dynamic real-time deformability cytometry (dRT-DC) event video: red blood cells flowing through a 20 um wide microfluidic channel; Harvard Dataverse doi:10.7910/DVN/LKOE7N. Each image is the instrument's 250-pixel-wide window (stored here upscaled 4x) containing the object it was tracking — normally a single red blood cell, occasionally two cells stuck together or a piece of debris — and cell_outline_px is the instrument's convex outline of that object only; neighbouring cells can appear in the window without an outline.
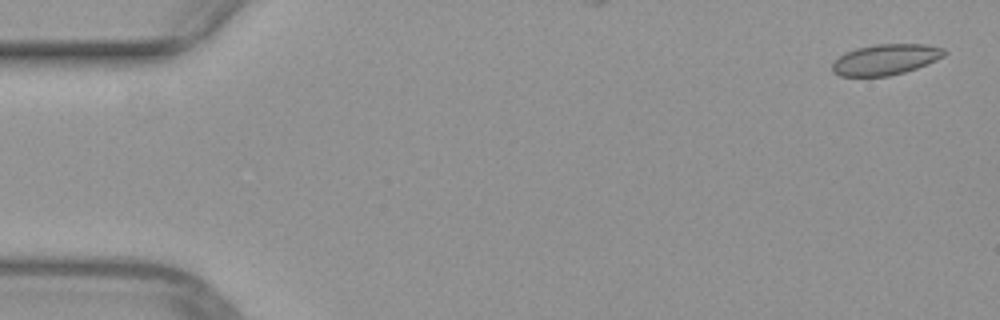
{"species": "common noctule bat (a hibernating species)", "species_latin": "Nyctalus noctula", "temperature_condition": "warm", "stored_images_in_passage": 8, "camera_frame_rate_fps": 3000, "um_per_image_px": 0.085, "animal": {"sex": "female", "body_mass_g": 29.2, "forearm_length_mm": 56.3}, "frame": {"image": 1, "passage_image": 2, "time_ms": 0.333, "image_size_px": [1000, 320], "cell_outline_px": [[948, 52], [944, 56], [936, 60], [916, 68], [904, 72], [888, 76], [840, 76], [832, 72], [832, 64], [844, 52], [856, 48], [876, 44], [928, 44], [944, 48]], "centroid_in_image_um": [75.29, 5.05], "position_along_channel_um": 9.7, "area_um2": 20.11}}